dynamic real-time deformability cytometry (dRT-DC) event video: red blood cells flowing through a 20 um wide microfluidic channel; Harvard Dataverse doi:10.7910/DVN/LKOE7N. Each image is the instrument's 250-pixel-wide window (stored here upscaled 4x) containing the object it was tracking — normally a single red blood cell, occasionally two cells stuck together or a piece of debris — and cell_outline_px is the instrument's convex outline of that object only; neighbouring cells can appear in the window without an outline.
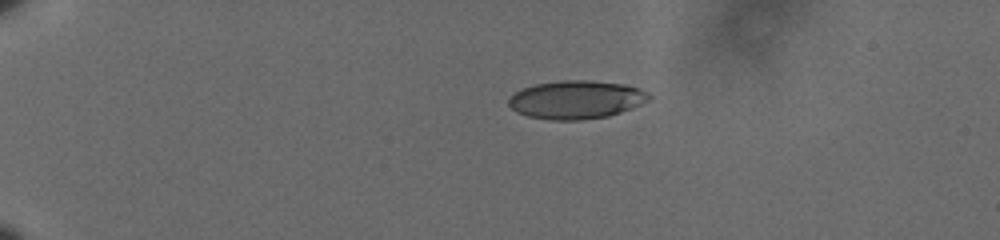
{"species": "human", "species_latin": "Homo sapiens", "temperature_condition": "cold", "stored_images_in_passage": 39, "camera_frame_rate_fps": 3000, "um_per_image_px": 0.085, "donor": {"sex": "male"}, "frame": {"image": 1, "passage_image": 1, "time_ms": 0.0, "image_size_px": [1000, 240], "cell_outline_px": [[652, 96], [648, 100], [632, 108], [608, 116], [580, 120], [552, 120], [528, 116], [516, 112], [508, 104], [508, 100], [520, 88], [536, 84], [560, 80], [588, 80], [624, 84], [640, 88], [648, 92]], "centroid_in_image_um": [48.98, 8.46], "position_along_channel_um": 36.0, "area_um2": 31.33}}
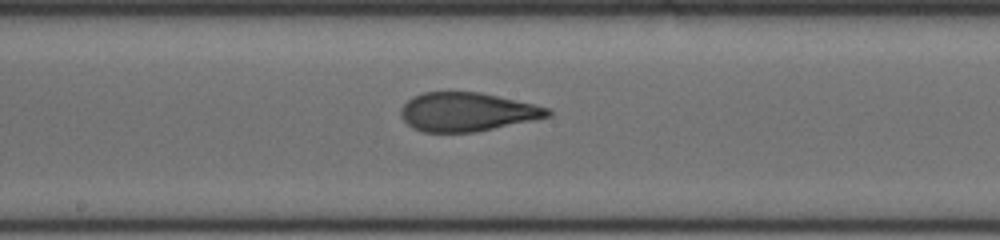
{"frame": {"image": 2, "passage_image": 22, "time_ms": 7.0, "image_size_px": [1000, 240], "cell_outline_px": [[552, 112], [548, 116], [492, 128], [472, 132], [424, 132], [412, 128], [400, 116], [400, 108], [412, 96], [424, 92], [480, 92], [532, 104], [548, 108]], "centroid_in_image_um": [39.61, 9.5], "position_along_channel_um": 208.6, "area_um2": 32.6}}
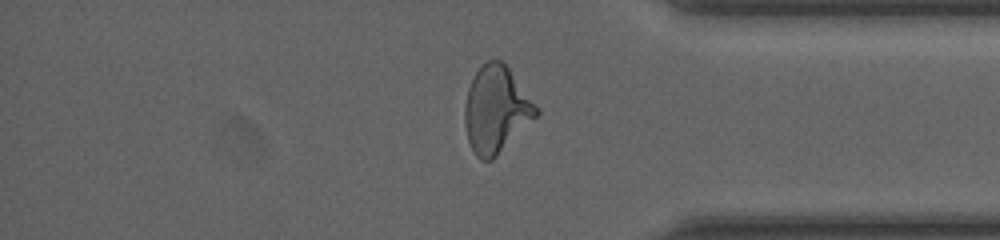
{"frame": {"image": 3, "passage_image": 38, "time_ms": 12.333, "image_size_px": [1000, 240], "cell_outline_px": [[540, 112], [492, 160], [480, 160], [476, 156], [468, 140], [464, 124], [464, 108], [468, 88], [476, 72], [488, 60], [500, 60], [508, 68], [540, 108]], "centroid_in_image_um": [42.16, 9.32], "position_along_channel_um": 393.0, "area_um2": 35.55}, "authors_computed_cell_mechanics": {"area_um2": 33.2928, "velocity_mm_per_s": 3.6204, "shape_relaxation_time_tau1_ms": 5.6334, "shape_relaxation_time_tau2_ms": 1.1566, "deformation_change_tau1": 0.2231, "deformation_change_tau2": 0.0913}}